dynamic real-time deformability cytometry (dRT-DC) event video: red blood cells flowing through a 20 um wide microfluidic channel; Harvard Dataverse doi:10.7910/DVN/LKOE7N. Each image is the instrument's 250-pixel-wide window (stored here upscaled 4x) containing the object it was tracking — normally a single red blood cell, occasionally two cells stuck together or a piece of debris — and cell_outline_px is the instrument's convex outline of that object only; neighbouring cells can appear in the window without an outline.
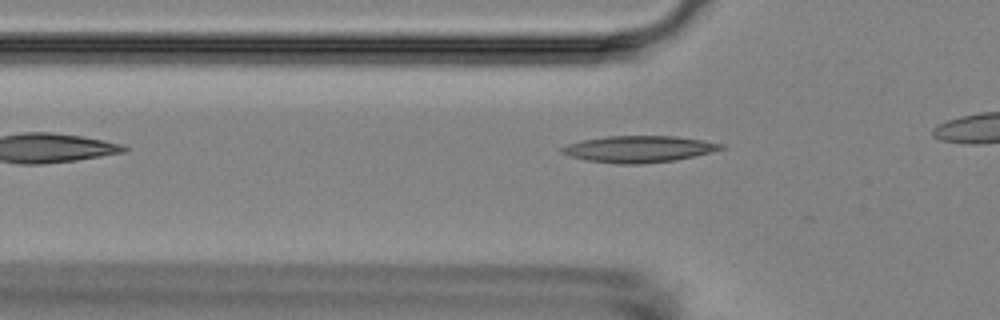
{"species": "Egyptian fruit bat (a non-hibernating species)", "species_latin": "Rousettus aegyptiacus", "temperature_condition": "room temperature", "stored_images_in_passage": 3, "camera_frame_rate_fps": 3000, "um_per_image_px": 0.085, "animal": {"sex": "female"}, "frame": {"image": 1, "passage_image": 3, "time_ms": 2.667, "image_size_px": [1000, 320], "cell_outline_px": [[724, 148], [676, 160], [640, 164], [620, 164], [584, 160], [560, 152], [560, 148], [568, 144], [580, 140], [608, 136], [676, 136], [704, 140], [724, 144]], "centroid_in_image_um": [54.27, 12.66], "position_along_channel_um": 71.5, "area_um2": 24.51}}